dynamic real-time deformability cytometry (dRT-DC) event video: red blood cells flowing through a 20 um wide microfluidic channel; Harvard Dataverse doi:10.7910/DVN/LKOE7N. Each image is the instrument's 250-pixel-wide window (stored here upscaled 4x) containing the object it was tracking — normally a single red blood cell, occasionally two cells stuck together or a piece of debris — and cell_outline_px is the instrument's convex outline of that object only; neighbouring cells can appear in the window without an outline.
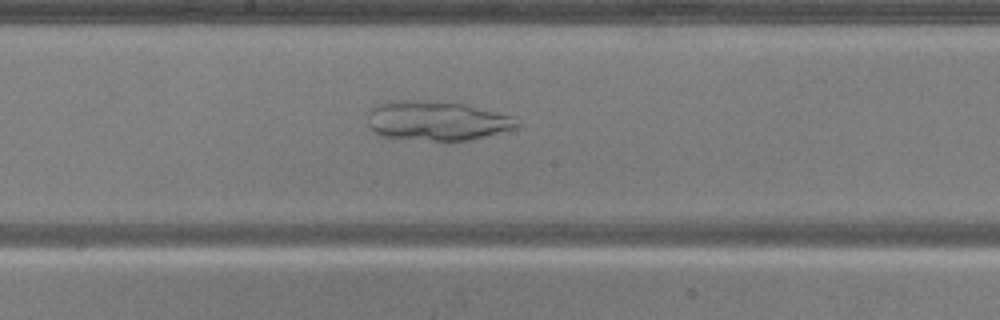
{"species": "common noctule bat (a hibernating species)", "species_latin": "Nyctalus noctula", "temperature_condition": "warm", "stored_images_in_passage": 30, "camera_frame_rate_fps": 3000, "um_per_image_px": 0.085, "animal": {"sex": "male", "body_mass_g": 20.5, "forearm_length_mm": 52.5}, "frame": {"image": 1, "passage_image": 13, "time_ms": 4.0, "image_size_px": [1000, 320], "cell_outline_px": [[520, 124], [516, 128], [468, 140], [448, 144], [380, 136], [368, 124], [368, 116], [372, 108], [380, 104], [464, 104], [512, 116]], "centroid_in_image_um": [37.2, 10.39], "position_along_channel_um": 211.0, "area_um2": 33.12}}
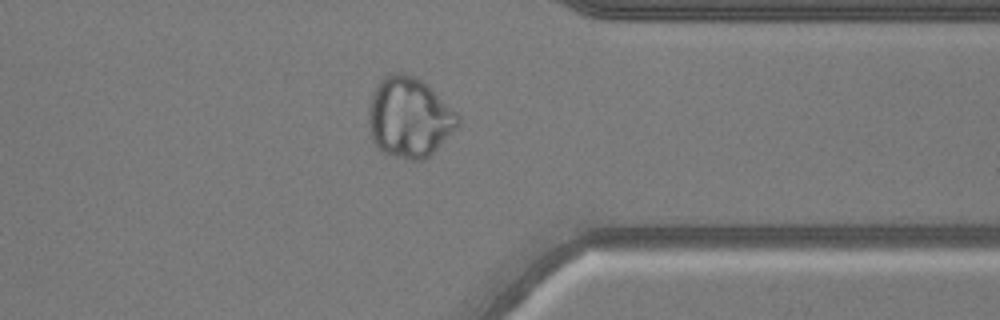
{"frame": {"image": 2, "passage_image": 26, "time_ms": 8.333, "image_size_px": [1000, 320], "cell_outline_px": [[460, 124], [424, 160], [408, 160], [380, 152], [376, 148], [372, 140], [368, 120], [368, 108], [372, 92], [380, 80], [388, 72], [404, 72], [428, 84], [460, 116]], "centroid_in_image_um": [34.75, 9.97], "position_along_channel_um": 376.7, "area_um2": 42.02}}